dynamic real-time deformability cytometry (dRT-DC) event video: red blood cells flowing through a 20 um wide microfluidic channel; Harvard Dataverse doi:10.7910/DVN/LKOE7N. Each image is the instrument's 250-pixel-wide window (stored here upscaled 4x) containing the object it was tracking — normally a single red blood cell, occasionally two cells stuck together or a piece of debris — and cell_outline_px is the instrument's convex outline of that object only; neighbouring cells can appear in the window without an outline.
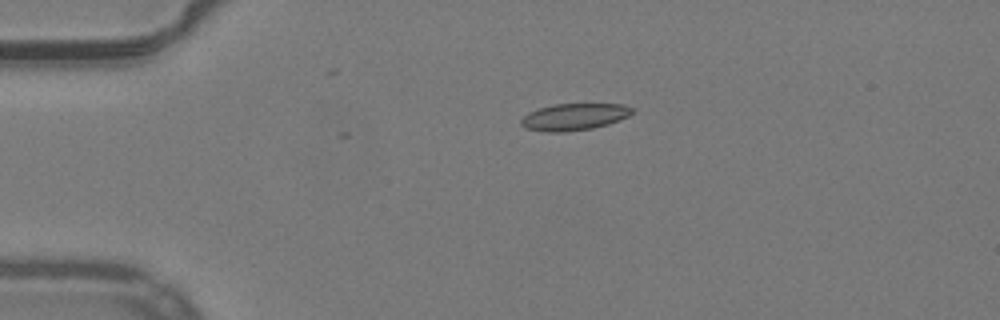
{"species": "common noctule bat (a hibernating species)", "species_latin": "Nyctalus noctula", "temperature_condition": "warm", "stored_images_in_passage": 32, "camera_frame_rate_fps": 3000, "um_per_image_px": 0.085, "animal": {"sex": "male", "body_mass_g": 19.2, "forearm_length_mm": 51.8}, "frame": {"image": 1, "passage_image": 1, "time_ms": 0.0, "image_size_px": [1000, 320], "cell_outline_px": [[636, 108], [628, 116], [620, 120], [608, 124], [592, 128], [564, 132], [544, 132], [524, 128], [520, 124], [520, 120], [528, 112], [540, 108], [556, 104], [624, 104]], "centroid_in_image_um": [48.8, 9.93], "position_along_channel_um": 36.2, "area_um2": 17.46}}
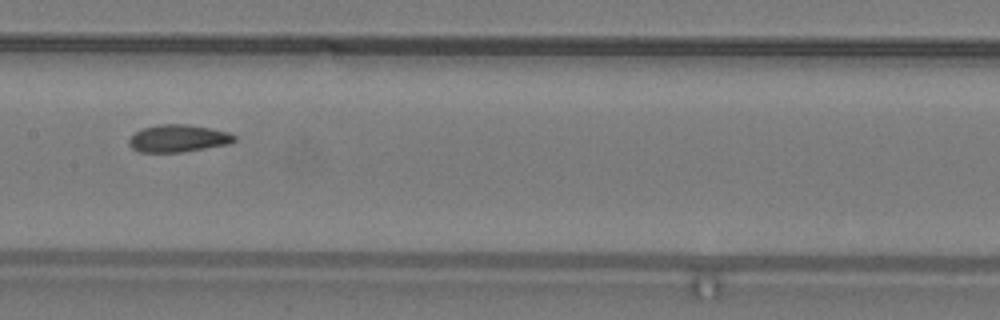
{"frame": {"image": 2, "passage_image": 16, "time_ms": 5.0, "image_size_px": [1000, 320], "cell_outline_px": [[236, 140], [228, 144], [180, 152], [140, 152], [132, 148], [128, 144], [128, 140], [136, 132], [144, 128], [160, 124], [188, 124], [228, 132], [236, 136]], "centroid_in_image_um": [15.13, 11.76], "position_along_channel_um": 192.3, "area_um2": 16.59}}
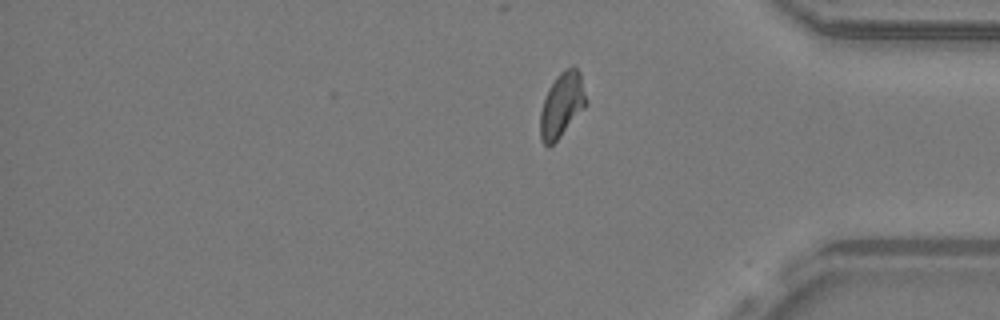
{"frame": {"image": 3, "passage_image": 32, "time_ms": 10.333, "image_size_px": [1000, 320], "cell_outline_px": [[588, 104], [560, 136], [548, 148], [540, 140], [540, 112], [548, 88], [556, 76], [564, 68], [572, 64], [580, 72], [588, 100]], "centroid_in_image_um": [47.77, 8.88], "position_along_channel_um": 387.4, "area_um2": 17.51}, "authors_computed_cell_mechanics": {"area_um2": 17.051, "velocity_mm_per_s": 3.9667, "shape_relaxation_time_tau1_ms": null, "shape_relaxation_time_tau2_ms": 1.5156, "deformation_change_tau1": null, "deformation_change_tau2": 0.0548}}